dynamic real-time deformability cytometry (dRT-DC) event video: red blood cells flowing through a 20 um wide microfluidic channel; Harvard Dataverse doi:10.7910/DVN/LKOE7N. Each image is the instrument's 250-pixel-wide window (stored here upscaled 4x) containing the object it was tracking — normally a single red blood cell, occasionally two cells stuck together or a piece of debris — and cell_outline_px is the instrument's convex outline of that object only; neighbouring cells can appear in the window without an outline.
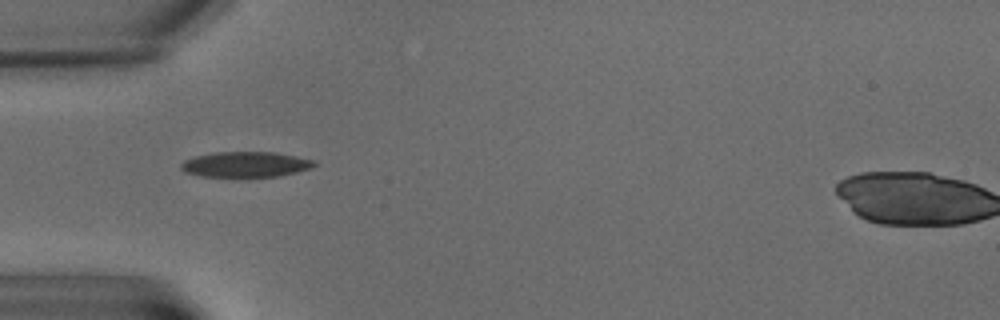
{"species": "common noctule bat (a hibernating species)", "species_latin": "Nyctalus noctula", "temperature_condition": "warm", "stored_images_in_passage": 3, "camera_frame_rate_fps": 3000, "um_per_image_px": 0.085, "animal": {"sex": "male", "body_mass_g": 15.6}, "frame": {"image": 1, "passage_image": 1, "time_ms": 0.0, "image_size_px": [1000, 320], "cell_outline_px": [[316, 164], [312, 168], [280, 176], [248, 180], [236, 180], [200, 176], [184, 172], [180, 168], [180, 164], [184, 160], [192, 156], [212, 152], [276, 152], [316, 160]], "centroid_in_image_um": [20.83, 14.03], "position_along_channel_um": 64.2, "area_um2": 21.21}}